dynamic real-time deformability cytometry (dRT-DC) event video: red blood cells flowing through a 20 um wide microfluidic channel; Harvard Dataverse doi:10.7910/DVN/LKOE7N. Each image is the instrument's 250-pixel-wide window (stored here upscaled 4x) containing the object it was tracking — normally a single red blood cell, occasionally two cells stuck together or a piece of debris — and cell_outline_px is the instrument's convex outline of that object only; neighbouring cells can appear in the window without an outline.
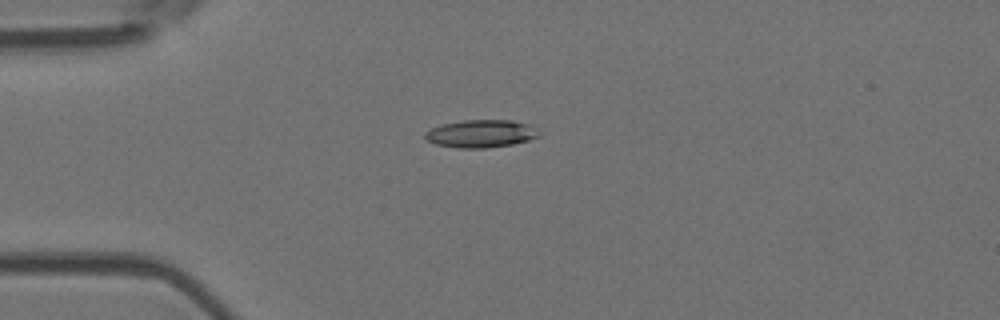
{"species": "Egyptian fruit bat (a non-hibernating species)", "species_latin": "Rousettus aegyptiacus", "temperature_condition": "room temperature", "stored_images_in_passage": 7, "camera_frame_rate_fps": 3000, "um_per_image_px": 0.085, "animal": {"sex": "female"}, "frame": {"image": 1, "passage_image": 4, "time_ms": 1.0, "image_size_px": [1000, 320], "cell_outline_px": [[540, 136], [528, 140], [512, 144], [488, 148], [456, 148], [436, 144], [428, 140], [424, 136], [424, 132], [440, 124], [464, 120], [512, 120], [532, 124], [536, 128]], "centroid_in_image_um": [40.89, 11.35], "position_along_channel_um": 44.1, "area_um2": 18.55}}
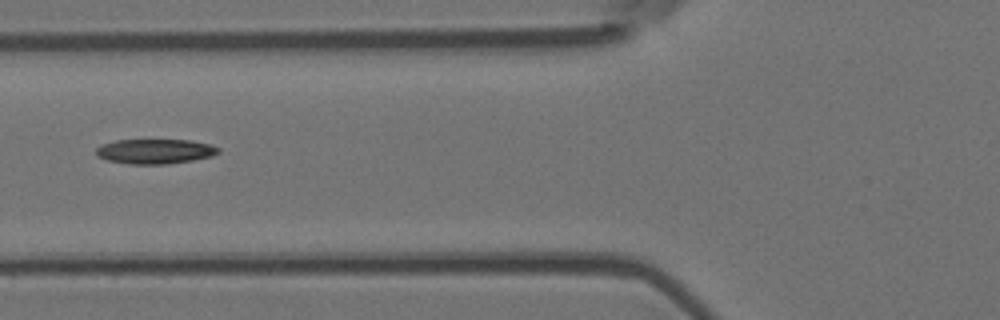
{"frame": {"image": 2, "passage_image": 6, "time_ms": 1.667, "image_size_px": [1000, 320], "cell_outline_px": [[220, 152], [212, 156], [192, 160], [168, 164], [128, 164], [108, 160], [96, 156], [96, 148], [104, 144], [116, 140], [188, 140], [208, 144], [220, 148]], "centroid_in_image_um": [13.17, 12.87], "position_along_channel_um": 112.6, "area_um2": 17.57}}
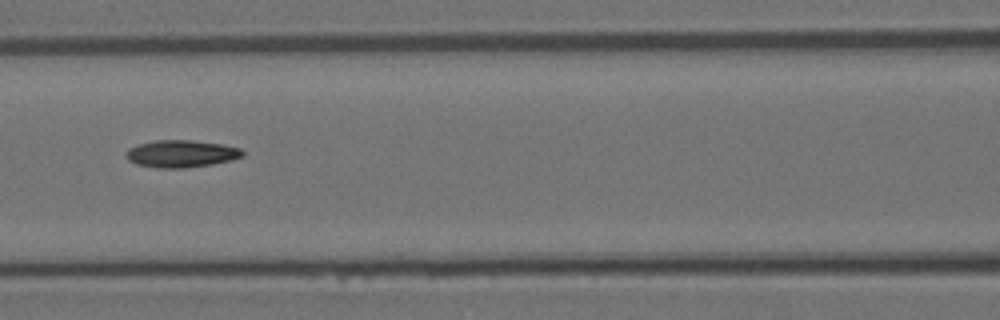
{"frame": {"image": 3, "passage_image": 7, "time_ms": 2.0, "image_size_px": [1000, 320], "cell_outline_px": [[244, 156], [232, 160], [212, 164], [184, 168], [160, 168], [136, 164], [128, 160], [124, 156], [124, 152], [128, 148], [140, 144], [156, 140], [192, 140], [224, 144], [240, 148], [244, 152]], "centroid_in_image_um": [15.4, 13.06], "position_along_channel_um": 151.2, "area_um2": 18.67}}